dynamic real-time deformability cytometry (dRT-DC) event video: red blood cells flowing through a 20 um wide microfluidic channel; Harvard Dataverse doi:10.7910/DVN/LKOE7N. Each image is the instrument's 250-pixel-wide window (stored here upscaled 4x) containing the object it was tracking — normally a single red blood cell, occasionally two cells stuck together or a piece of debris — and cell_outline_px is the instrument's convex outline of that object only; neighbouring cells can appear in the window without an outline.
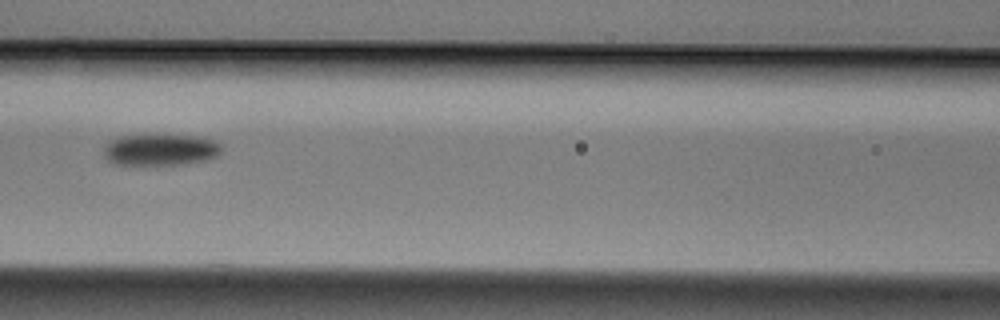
{"species": "Egyptian fruit bat (a non-hibernating species)", "species_latin": "Rousettus aegyptiacus", "temperature_condition": "cold", "stored_images_in_passage": 9, "camera_frame_rate_fps": 3000, "um_per_image_px": 0.085, "animal": {"sex": "male"}, "frame": {"image": 1, "passage_image": 6, "time_ms": 1.667, "image_size_px": [1000, 320], "cell_outline_px": [[220, 152], [216, 156], [204, 160], [176, 164], [116, 164], [108, 160], [104, 156], [104, 144], [120, 136], [196, 136], [216, 140], [220, 144]], "centroid_in_image_um": [13.62, 12.73], "position_along_channel_um": 153.0, "area_um2": 21.04}}
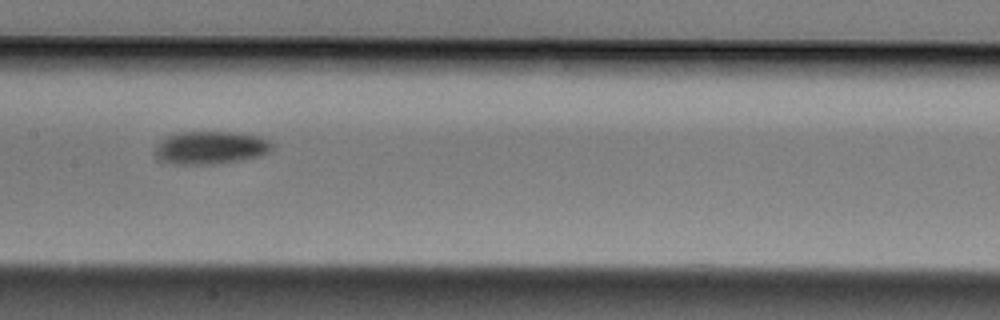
{"frame": {"image": 2, "passage_image": 7, "time_ms": 2.0, "image_size_px": [1000, 320], "cell_outline_px": [[272, 148], [268, 152], [256, 156], [240, 160], [212, 164], [176, 164], [156, 160], [156, 148], [168, 136], [184, 132], [228, 132], [256, 136], [268, 140], [272, 144]], "centroid_in_image_um": [17.88, 12.56], "position_along_channel_um": 189.5, "area_um2": 21.85}}
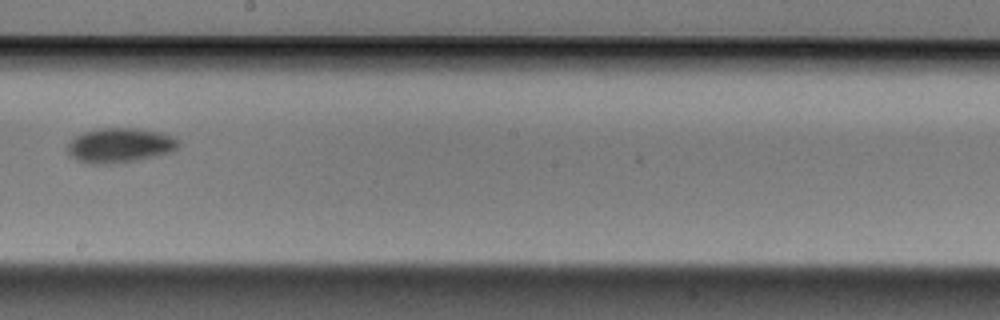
{"frame": {"image": 3, "passage_image": 8, "time_ms": 2.333, "image_size_px": [1000, 320], "cell_outline_px": [[180, 144], [172, 152], [132, 160], [108, 164], [92, 164], [80, 160], [72, 156], [68, 152], [68, 144], [76, 136], [84, 132], [100, 128], [132, 128], [160, 132], [172, 136]], "centroid_in_image_um": [10.19, 12.34], "position_along_channel_um": 238.0, "area_um2": 21.85}}